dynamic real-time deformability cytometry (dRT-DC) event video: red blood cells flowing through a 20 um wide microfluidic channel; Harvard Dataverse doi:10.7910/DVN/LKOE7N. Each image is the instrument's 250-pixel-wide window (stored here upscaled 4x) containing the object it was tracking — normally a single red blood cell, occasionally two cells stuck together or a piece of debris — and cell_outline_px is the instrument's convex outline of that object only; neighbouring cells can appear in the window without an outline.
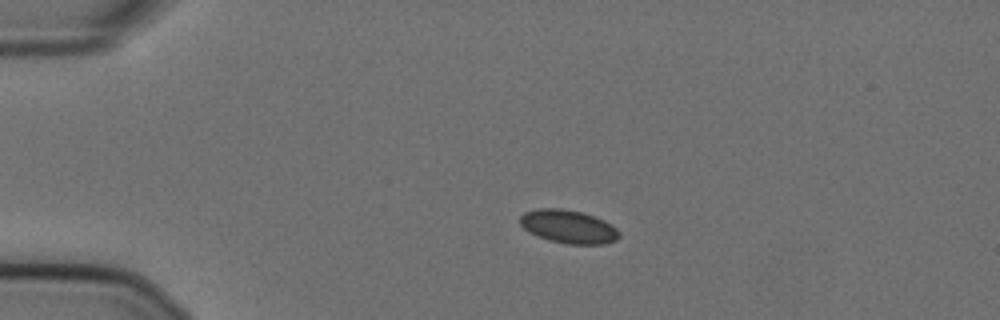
{"species": "Egyptian fruit bat (a non-hibernating species)", "species_latin": "Rousettus aegyptiacus", "temperature_condition": "cold", "stored_images_in_passage": 45, "camera_frame_rate_fps": 3000, "um_per_image_px": 0.085, "animal": {"sex": "female"}, "frame": {"image": 1, "passage_image": 1, "time_ms": 0.0, "image_size_px": [1000, 320], "cell_outline_px": [[620, 236], [616, 240], [604, 244], [568, 244], [548, 240], [528, 232], [520, 224], [520, 216], [524, 212], [540, 208], [560, 208], [580, 212], [604, 220], [612, 224], [620, 232]], "centroid_in_image_um": [48.32, 19.27], "position_along_channel_um": 36.7, "area_um2": 19.25}}
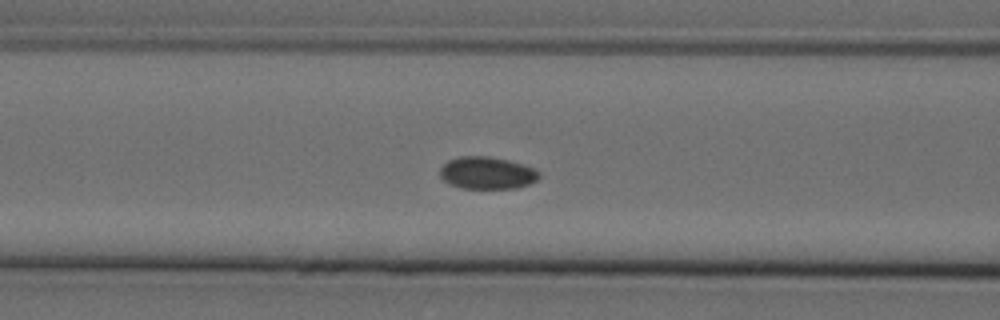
{"frame": {"image": 2, "passage_image": 12, "time_ms": 3.667, "image_size_px": [1000, 320], "cell_outline_px": [[540, 176], [536, 180], [528, 184], [516, 188], [460, 188], [444, 180], [440, 176], [440, 168], [448, 160], [460, 156], [488, 156], [508, 160], [536, 168], [540, 172]], "centroid_in_image_um": [41.41, 14.69], "position_along_channel_um": 125.2, "area_um2": 18.61}}
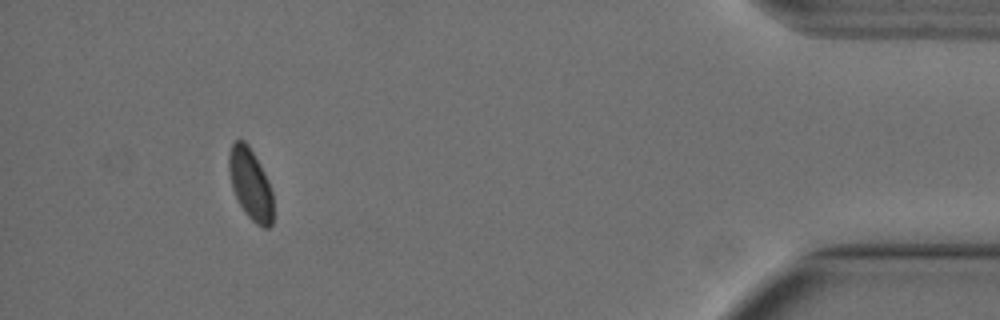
{"frame": {"image": 3, "passage_image": 41, "time_ms": 13.333, "image_size_px": [1000, 320], "cell_outline_px": [[272, 224], [268, 228], [264, 228], [256, 224], [244, 212], [232, 188], [228, 172], [228, 152], [232, 144], [236, 140], [244, 140], [248, 144], [268, 180], [272, 192]], "centroid_in_image_um": [21.26, 15.64], "position_along_channel_um": 413.9, "area_um2": 18.26}}